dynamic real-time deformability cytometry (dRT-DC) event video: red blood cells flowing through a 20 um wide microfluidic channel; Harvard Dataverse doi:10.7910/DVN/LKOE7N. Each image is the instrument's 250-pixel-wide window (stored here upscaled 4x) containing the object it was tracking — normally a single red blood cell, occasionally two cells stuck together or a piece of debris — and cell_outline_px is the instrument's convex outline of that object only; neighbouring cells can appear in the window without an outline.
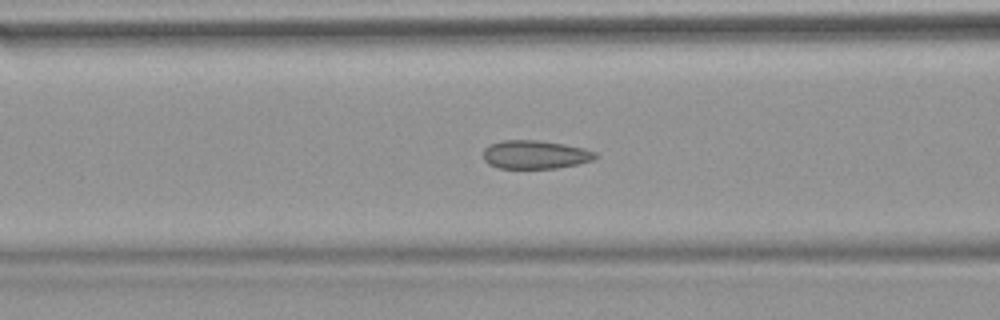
{"species": "common noctule bat (a hibernating species)", "species_latin": "Nyctalus noctula", "temperature_condition": "warm", "stored_images_in_passage": 52, "camera_frame_rate_fps": 3000, "um_per_image_px": 0.085, "animal": {"sex": "female", "body_mass_g": 18.4}, "frame": {"image": 1, "passage_image": 21, "time_ms": 6.667, "image_size_px": [1000, 320], "cell_outline_px": [[600, 156], [592, 160], [576, 164], [556, 168], [500, 168], [488, 164], [484, 160], [484, 148], [492, 144], [504, 140], [536, 140], [564, 144], [584, 148], [596, 152]], "centroid_in_image_um": [45.51, 13.14], "position_along_channel_um": 121.1, "area_um2": 18.5}}
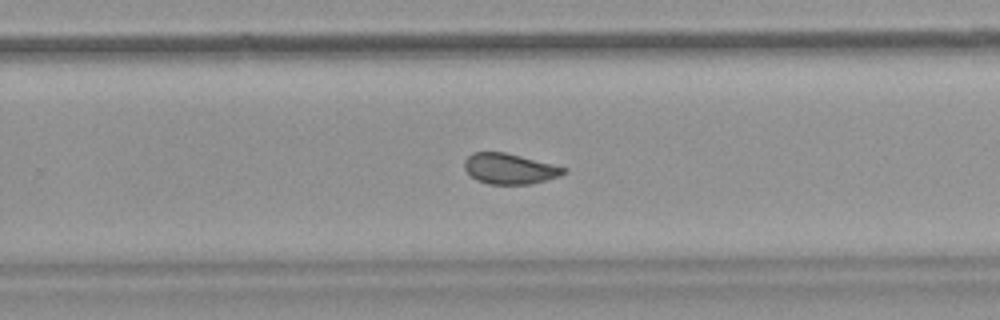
{"frame": {"image": 2, "passage_image": 34, "time_ms": 11.0, "image_size_px": [1000, 320], "cell_outline_px": [[568, 172], [560, 176], [528, 184], [488, 184], [476, 180], [464, 168], [464, 160], [472, 152], [504, 152], [568, 168]], "centroid_in_image_um": [43.31, 14.34], "position_along_channel_um": 286.5, "area_um2": 17.57}}
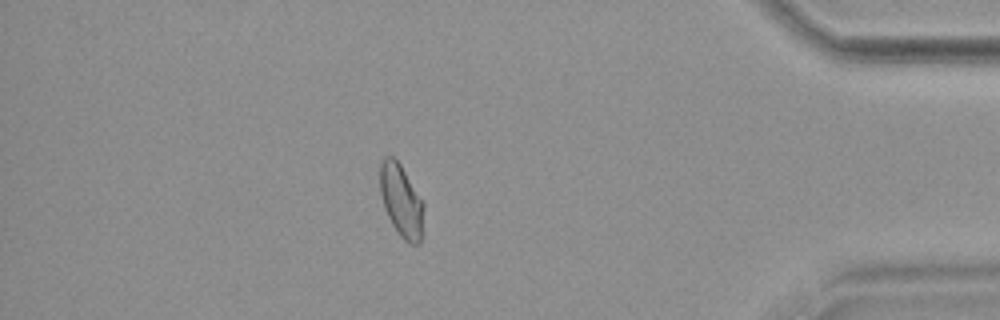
{"frame": {"image": 3, "passage_image": 46, "time_ms": 15.0, "image_size_px": [1000, 320], "cell_outline_px": [[424, 208], [420, 244], [408, 244], [400, 236], [392, 224], [384, 208], [380, 192], [380, 164], [384, 156], [392, 156], [400, 164], [424, 204]], "centroid_in_image_um": [34.1, 17.08], "position_along_channel_um": 401.1, "area_um2": 18.32}, "authors_computed_cell_mechanics": {"area_um2": 18.9006, "velocity_mm_per_s": 3.8253, "shape_relaxation_time_tau1_ms": null, "shape_relaxation_time_tau2_ms": 0.9991, "deformation_change_tau1": null, "deformation_change_tau2": 0.0438}}